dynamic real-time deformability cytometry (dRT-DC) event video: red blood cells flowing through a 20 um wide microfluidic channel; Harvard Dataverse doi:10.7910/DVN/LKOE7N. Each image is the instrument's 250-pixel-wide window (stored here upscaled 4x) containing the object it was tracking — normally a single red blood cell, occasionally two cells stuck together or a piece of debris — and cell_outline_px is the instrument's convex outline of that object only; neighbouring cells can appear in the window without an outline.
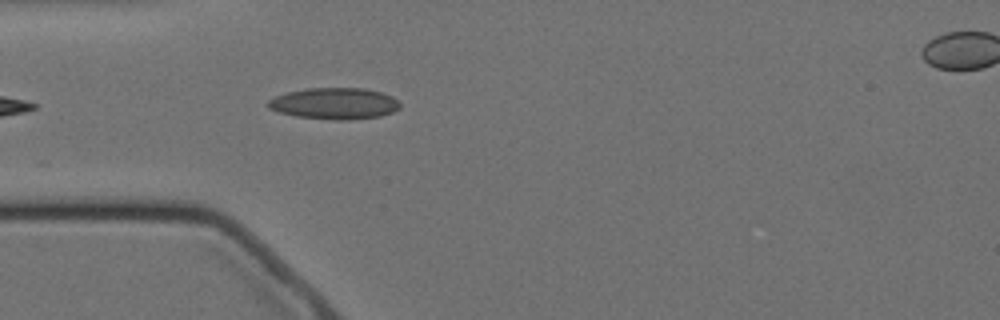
{"species": "Egyptian fruit bat (a non-hibernating species)", "species_latin": "Rousettus aegyptiacus", "temperature_condition": "cold", "stored_images_in_passage": 6, "segment_of_instrument_passage": [1, 2], "camera_frame_rate_fps": 3000, "um_per_image_px": 0.085, "animal": {"sex": "female"}, "frame": {"image": 1, "passage_image": 5, "time_ms": 4.667, "image_size_px": [1000, 320], "cell_outline_px": [[400, 108], [392, 112], [380, 116], [348, 120], [336, 120], [296, 116], [280, 112], [268, 108], [268, 100], [276, 96], [288, 92], [308, 88], [364, 88], [380, 92], [392, 96], [400, 104]], "centroid_in_image_um": [28.44, 8.8], "position_along_channel_um": 56.6, "area_um2": 23.99}}